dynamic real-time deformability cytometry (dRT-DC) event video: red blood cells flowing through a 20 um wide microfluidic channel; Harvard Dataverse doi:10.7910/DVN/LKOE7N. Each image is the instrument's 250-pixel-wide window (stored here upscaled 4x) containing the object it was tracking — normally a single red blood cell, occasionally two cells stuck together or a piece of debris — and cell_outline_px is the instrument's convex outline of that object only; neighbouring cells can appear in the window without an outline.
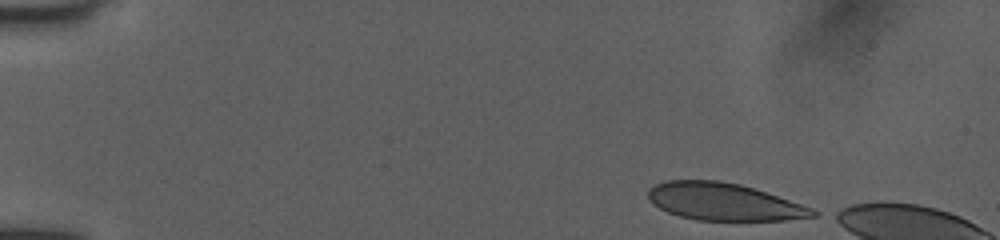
{"species": "human", "species_latin": "Homo sapiens", "temperature_condition": "room temperature", "stored_images_in_passage": 9, "camera_frame_rate_fps": 3000, "um_per_image_px": 0.085, "donor": {"sex": "female"}, "frame": {"image": 1, "passage_image": 1, "time_ms": 0.0, "image_size_px": [1000, 240], "cell_outline_px": [[820, 216], [784, 220], [696, 220], [680, 216], [668, 212], [652, 204], [648, 200], [648, 188], [664, 180], [716, 180], [740, 184], [812, 208], [820, 212]], "centroid_in_image_um": [61.49, 17.15], "position_along_channel_um": 23.5, "area_um2": 35.66}}